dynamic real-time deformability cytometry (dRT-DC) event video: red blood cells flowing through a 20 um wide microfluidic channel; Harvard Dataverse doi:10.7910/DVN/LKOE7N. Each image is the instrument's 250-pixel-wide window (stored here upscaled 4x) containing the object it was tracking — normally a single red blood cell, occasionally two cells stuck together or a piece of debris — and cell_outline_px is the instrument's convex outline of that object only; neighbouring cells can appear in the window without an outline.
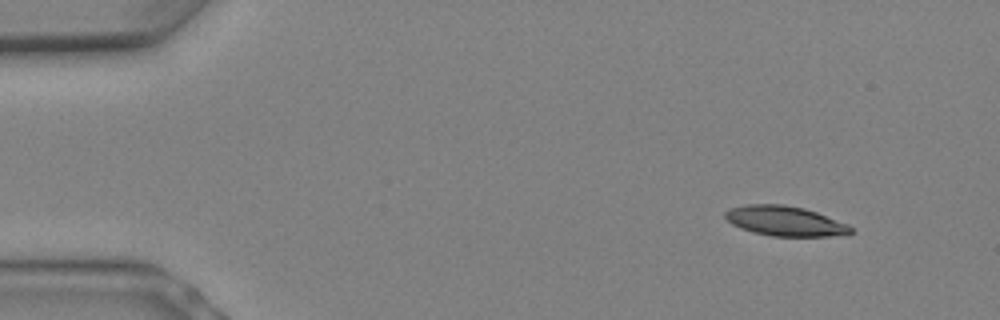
{"species": "Egyptian fruit bat (a non-hibernating species)", "species_latin": "Rousettus aegyptiacus", "temperature_condition": "warm", "stored_images_in_passage": 8, "camera_frame_rate_fps": 3000, "um_per_image_px": 0.085, "animal": {"sex": "female"}, "frame": {"image": 1, "passage_image": 1, "time_ms": 0.0, "image_size_px": [1000, 320], "cell_outline_px": [[852, 232], [828, 236], [772, 236], [752, 232], [740, 228], [732, 224], [724, 216], [724, 212], [732, 208], [744, 204], [784, 204], [804, 208], [816, 212], [848, 224], [852, 228]], "centroid_in_image_um": [66.68, 18.78], "position_along_channel_um": 18.3, "area_um2": 21.73}}
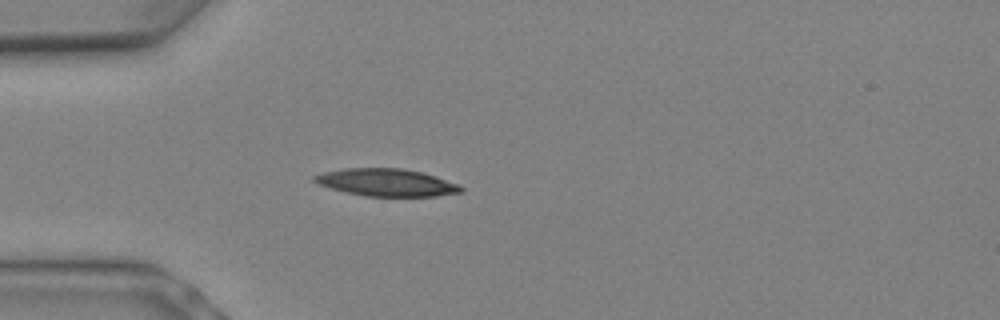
{"frame": {"image": 2, "passage_image": 5, "time_ms": 1.333, "image_size_px": [1000, 320], "cell_outline_px": [[464, 192], [436, 196], [364, 196], [332, 188], [320, 184], [312, 180], [312, 176], [324, 172], [344, 168], [400, 168], [420, 172], [460, 184], [464, 188]], "centroid_in_image_um": [32.88, 15.51], "position_along_channel_um": 52.1, "area_um2": 23.24}}
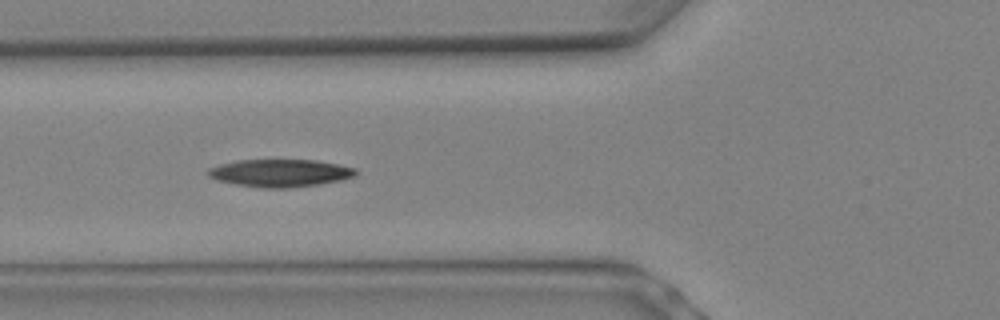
{"frame": {"image": 3, "passage_image": 7, "time_ms": 2.0, "image_size_px": [1000, 320], "cell_outline_px": [[356, 176], [344, 180], [320, 184], [288, 188], [260, 188], [236, 184], [216, 180], [208, 176], [208, 168], [220, 164], [236, 160], [316, 160], [340, 164], [356, 168]], "centroid_in_image_um": [23.84, 14.71], "position_along_channel_um": 102.0, "area_um2": 23.99}}